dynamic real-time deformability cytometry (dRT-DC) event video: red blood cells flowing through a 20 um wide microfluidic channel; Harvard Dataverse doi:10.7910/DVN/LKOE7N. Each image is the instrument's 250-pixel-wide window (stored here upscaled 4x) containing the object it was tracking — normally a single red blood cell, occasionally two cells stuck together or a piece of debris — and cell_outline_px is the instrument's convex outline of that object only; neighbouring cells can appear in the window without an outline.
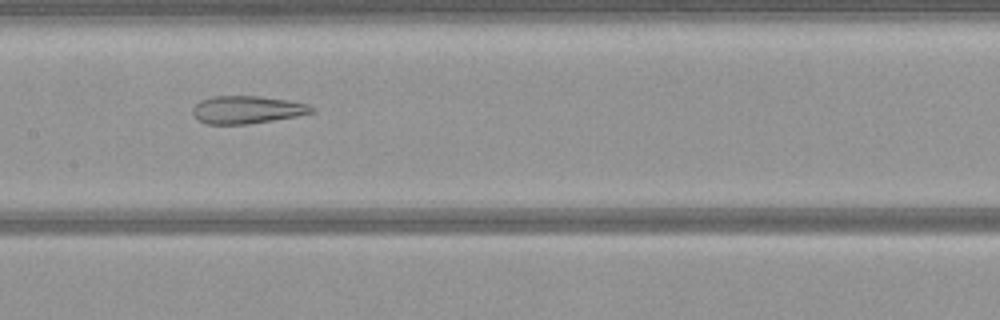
{"species": "common noctule bat (a hibernating species)", "species_latin": "Nyctalus noctula", "temperature_condition": "warm", "stored_images_in_passage": 52, "camera_frame_rate_fps": 3000, "um_per_image_px": 0.085, "animal": {"sex": "female", "body_mass_g": 21.9}, "frame": {"image": 1, "passage_image": 25, "time_ms": 8.0, "image_size_px": [1000, 320], "cell_outline_px": [[316, 112], [296, 116], [248, 124], [208, 124], [196, 120], [192, 112], [192, 108], [200, 100], [212, 96], [260, 96], [288, 100], [308, 104], [316, 108]], "centroid_in_image_um": [20.99, 9.32], "position_along_channel_um": 186.4, "area_um2": 19.36}}
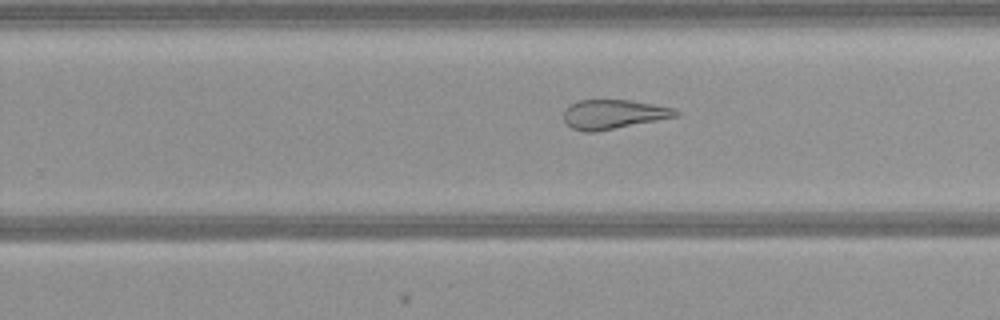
{"frame": {"image": 2, "passage_image": 32, "time_ms": 10.333, "image_size_px": [1000, 320], "cell_outline_px": [[680, 112], [676, 116], [596, 132], [584, 132], [572, 128], [564, 120], [564, 112], [576, 100], [628, 100], [652, 104], [672, 108]], "centroid_in_image_um": [52.1, 9.71], "position_along_channel_um": 277.7, "area_um2": 18.73}}
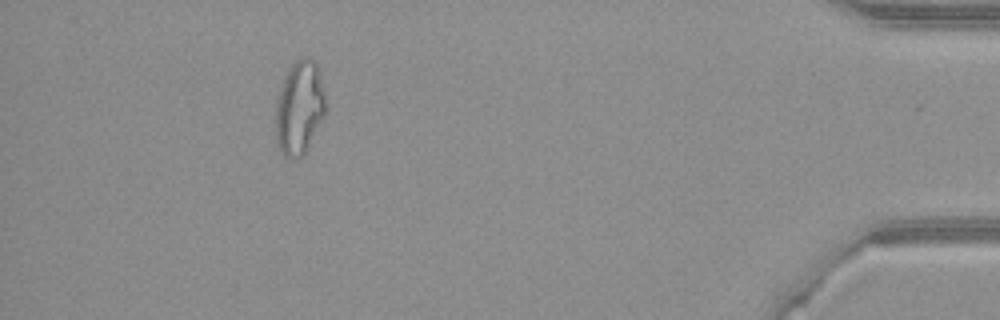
{"frame": {"image": 3, "passage_image": 47, "time_ms": 15.333, "image_size_px": [1000, 320], "cell_outline_px": [[328, 108], [324, 116], [304, 152], [300, 156], [292, 160], [284, 156], [280, 152], [276, 144], [276, 100], [284, 76], [288, 68], [300, 56], [308, 56], [316, 60], [320, 72]], "centroid_in_image_um": [25.46, 9.1], "position_along_channel_um": 409.7, "area_um2": 27.8}}